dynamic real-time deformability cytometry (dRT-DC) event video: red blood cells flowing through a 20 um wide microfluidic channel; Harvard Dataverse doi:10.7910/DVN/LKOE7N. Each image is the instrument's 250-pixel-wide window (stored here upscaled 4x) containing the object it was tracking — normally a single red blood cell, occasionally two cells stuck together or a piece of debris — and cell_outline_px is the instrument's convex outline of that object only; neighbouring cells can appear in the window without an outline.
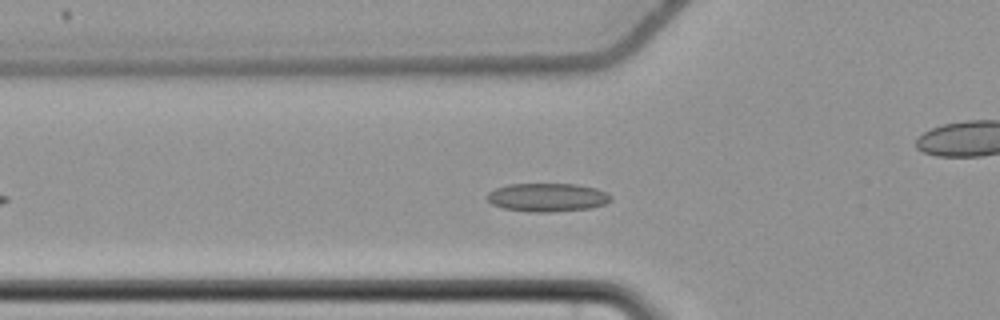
{"species": "common noctule bat (a hibernating species)", "species_latin": "Nyctalus noctula", "temperature_condition": "cold", "stored_images_in_passage": 47, "camera_frame_rate_fps": 3000, "um_per_image_px": 0.085, "animal": {"sex": "female", "body_mass_g": 22.7, "forearm_length_mm": 54.2}, "frame": {"image": 1, "passage_image": 9, "time_ms": 2.667, "image_size_px": [1000, 320], "cell_outline_px": [[612, 200], [604, 204], [592, 208], [548, 212], [536, 212], [504, 208], [492, 204], [484, 196], [488, 192], [496, 188], [508, 184], [576, 184], [596, 188], [612, 196]], "centroid_in_image_um": [46.52, 16.77], "position_along_channel_um": 79.3, "area_um2": 20.46}}
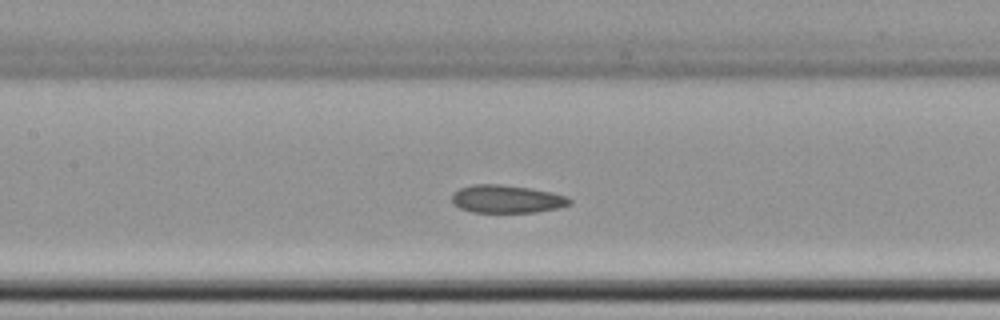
{"frame": {"image": 2, "passage_image": 16, "time_ms": 5.0, "image_size_px": [1000, 320], "cell_outline_px": [[572, 204], [560, 208], [536, 212], [472, 212], [460, 208], [452, 204], [452, 192], [460, 188], [472, 184], [500, 184], [528, 188], [552, 192], [568, 196], [572, 200]], "centroid_in_image_um": [43.08, 16.92], "position_along_channel_um": 164.3, "area_um2": 19.36}}
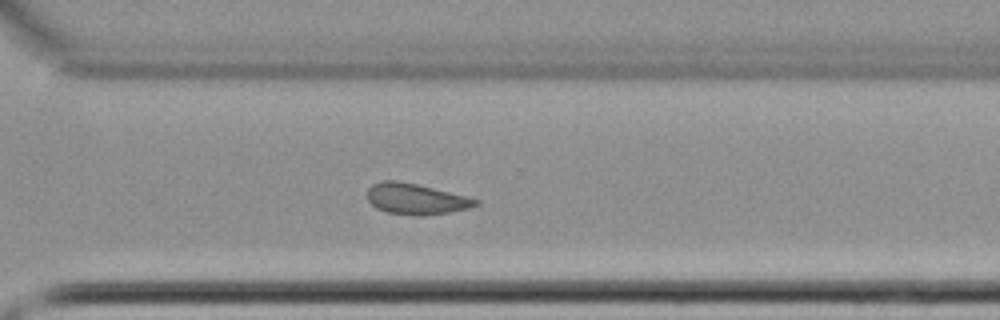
{"frame": {"image": 3, "passage_image": 30, "time_ms": 9.667, "image_size_px": [1000, 320], "cell_outline_px": [[480, 204], [468, 208], [448, 212], [420, 216], [416, 216], [388, 212], [376, 208], [368, 200], [368, 188], [372, 184], [380, 180], [396, 180], [416, 184], [480, 200]], "centroid_in_image_um": [35.32, 16.91], "position_along_channel_um": 335.3, "area_um2": 19.25}, "authors_computed_cell_mechanics": {"area_um2": 19.8254, "velocity_mm_per_s": 3.6537, "shape_relaxation_time_tau1_ms": null, "shape_relaxation_time_tau2_ms": 3.7469, "deformation_change_tau1": null, "deformation_change_tau2": 0.1041}}